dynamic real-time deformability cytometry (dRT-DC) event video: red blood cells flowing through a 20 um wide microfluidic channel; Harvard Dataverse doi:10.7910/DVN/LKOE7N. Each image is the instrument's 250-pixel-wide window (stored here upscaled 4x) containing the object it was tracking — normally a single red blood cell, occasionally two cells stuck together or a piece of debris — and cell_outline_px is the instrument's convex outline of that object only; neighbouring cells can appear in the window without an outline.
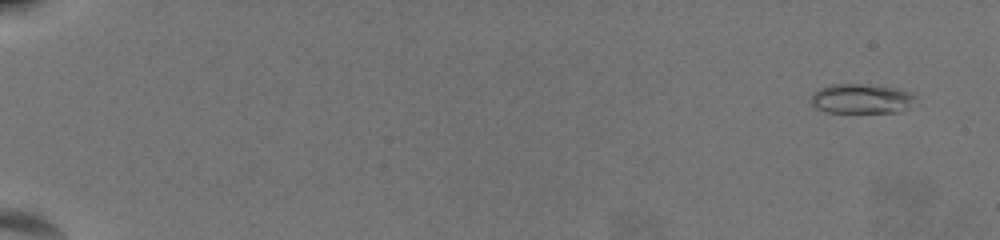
{"species": "common noctule bat (a hibernating species)", "species_latin": "Nyctalus noctula", "temperature_condition": "warm", "stored_images_in_passage": 63, "camera_frame_rate_fps": 3000, "um_per_image_px": 0.085, "animal": {"sex": "female", "body_mass_g": 19.5, "forearm_length_mm": 54.1}, "frame": {"image": 1, "passage_image": 5, "time_ms": 1.333, "image_size_px": [1000, 240], "cell_outline_px": [[916, 96], [908, 108], [900, 112], [828, 112], [816, 108], [812, 104], [812, 96], [820, 88], [832, 84], [860, 84], [892, 88], [908, 92]], "centroid_in_image_um": [73.21, 8.4], "position_along_channel_um": 11.8, "area_um2": 17.63}}
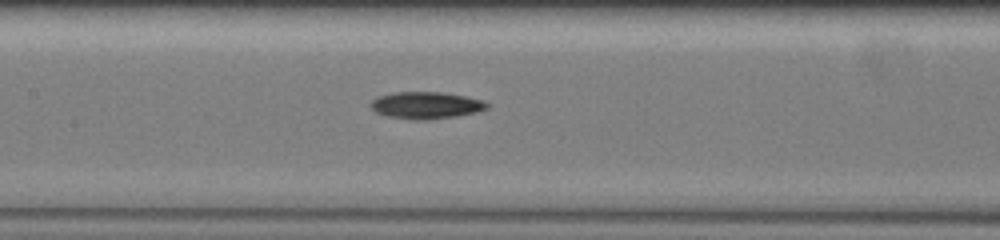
{"frame": {"image": 2, "passage_image": 35, "time_ms": 11.333, "image_size_px": [1000, 240], "cell_outline_px": [[488, 108], [476, 112], [456, 116], [428, 120], [416, 120], [388, 116], [376, 112], [368, 104], [376, 96], [392, 92], [444, 92], [468, 96], [484, 100], [488, 104]], "centroid_in_image_um": [36.21, 8.93], "position_along_channel_um": 171.2, "area_um2": 18.5}}
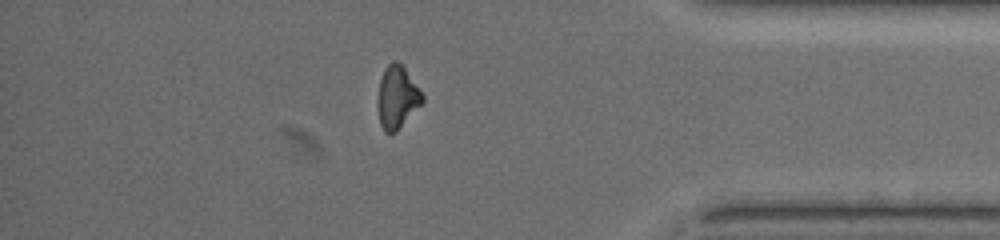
{"frame": {"image": 3, "passage_image": 56, "time_ms": 18.333, "image_size_px": [1000, 240], "cell_outline_px": [[424, 100], [396, 132], [384, 132], [380, 124], [380, 80], [384, 68], [392, 60], [396, 60], [404, 68], [424, 96]], "centroid_in_image_um": [33.78, 8.25], "position_along_channel_um": 401.4, "area_um2": 15.49}, "authors_computed_cell_mechanics": {"area_um2": 17.3978, "velocity_mm_per_s": 3.5948, "shape_relaxation_time_tau1_ms": 4.3496, "shape_relaxation_time_tau2_ms": null, "deformation_change_tau1": 0.1436, "deformation_change_tau2": null}}